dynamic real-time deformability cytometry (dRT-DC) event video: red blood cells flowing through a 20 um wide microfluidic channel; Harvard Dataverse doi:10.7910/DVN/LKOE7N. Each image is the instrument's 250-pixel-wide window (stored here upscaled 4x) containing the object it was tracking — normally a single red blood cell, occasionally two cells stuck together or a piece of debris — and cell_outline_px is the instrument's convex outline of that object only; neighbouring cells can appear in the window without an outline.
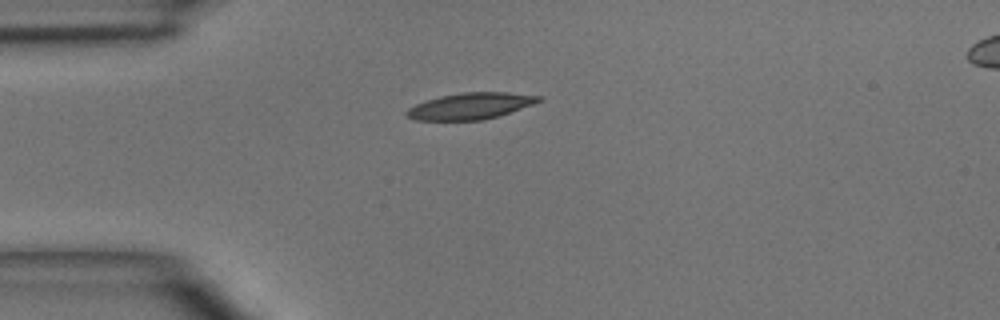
{"species": "common noctule bat (a hibernating species)", "species_latin": "Nyctalus noctula", "temperature_condition": "room temperature", "stored_images_in_passage": 4, "camera_frame_rate_fps": 3000, "um_per_image_px": 0.085, "animal": {"sex": "male", "body_mass_g": 15.6}, "frame": {"image": 1, "passage_image": 4, "time_ms": 3.667, "image_size_px": [1000, 320], "cell_outline_px": [[544, 100], [496, 116], [480, 120], [416, 120], [408, 116], [404, 112], [408, 108], [416, 104], [440, 96], [464, 92], [508, 92], [544, 96]], "centroid_in_image_um": [40.01, 9.0], "position_along_channel_um": 45.0, "area_um2": 20.06}}